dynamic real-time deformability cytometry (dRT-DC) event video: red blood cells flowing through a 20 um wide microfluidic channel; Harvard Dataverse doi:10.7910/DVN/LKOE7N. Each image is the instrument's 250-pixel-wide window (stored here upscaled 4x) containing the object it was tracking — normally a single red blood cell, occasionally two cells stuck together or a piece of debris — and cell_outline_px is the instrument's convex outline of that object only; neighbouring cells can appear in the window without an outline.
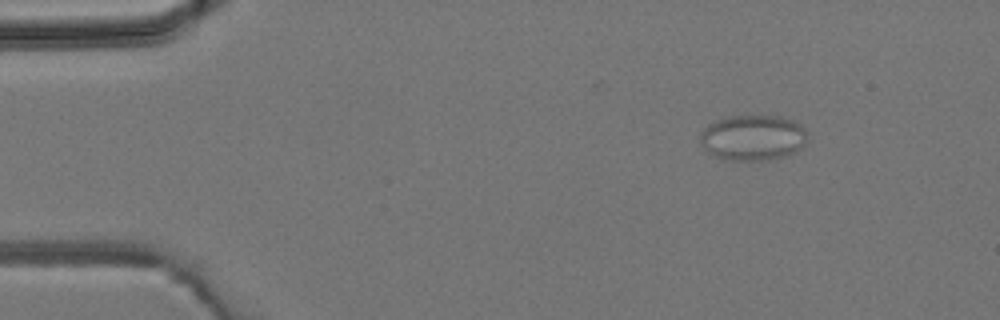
{"species": "common noctule bat (a hibernating species)", "species_latin": "Nyctalus noctula", "temperature_condition": "room temperature", "stored_images_in_passage": 3, "camera_frame_rate_fps": 3000, "um_per_image_px": 0.085, "animal": {"sex": "male", "body_mass_g": 19.2, "forearm_length_mm": 51.8}, "frame": {"image": 1, "passage_image": 1, "time_ms": 0.0, "image_size_px": [1000, 320], "cell_outline_px": [[808, 140], [800, 148], [788, 156], [768, 160], [728, 160], [716, 156], [708, 152], [704, 148], [700, 140], [700, 132], [708, 124], [716, 120], [728, 116], [780, 116], [792, 120], [800, 124], [808, 132]], "centroid_in_image_um": [64.02, 11.7], "position_along_channel_um": 21.0, "area_um2": 28.73}}
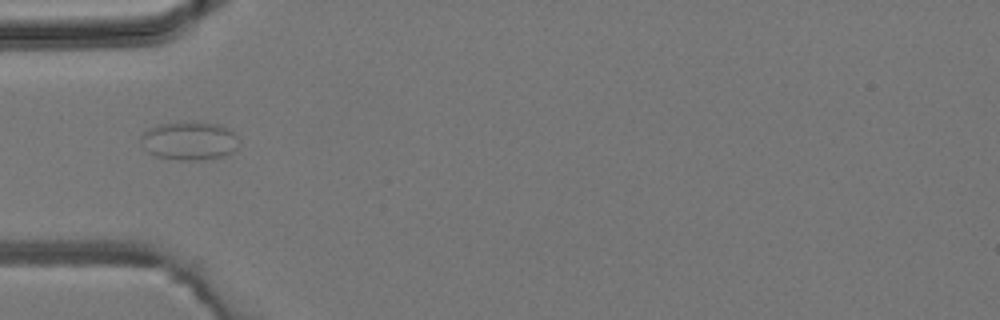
{"frame": {"image": 2, "passage_image": 3, "time_ms": 3.0, "image_size_px": [1000, 320], "cell_outline_px": [[236, 148], [232, 152], [224, 156], [204, 160], [180, 160], [156, 156], [148, 152], [144, 148], [140, 140], [140, 136], [148, 128], [156, 124], [192, 120], [220, 124], [228, 128], [236, 136]], "centroid_in_image_um": [16.06, 11.94], "position_along_channel_um": 68.9, "area_um2": 22.37}}